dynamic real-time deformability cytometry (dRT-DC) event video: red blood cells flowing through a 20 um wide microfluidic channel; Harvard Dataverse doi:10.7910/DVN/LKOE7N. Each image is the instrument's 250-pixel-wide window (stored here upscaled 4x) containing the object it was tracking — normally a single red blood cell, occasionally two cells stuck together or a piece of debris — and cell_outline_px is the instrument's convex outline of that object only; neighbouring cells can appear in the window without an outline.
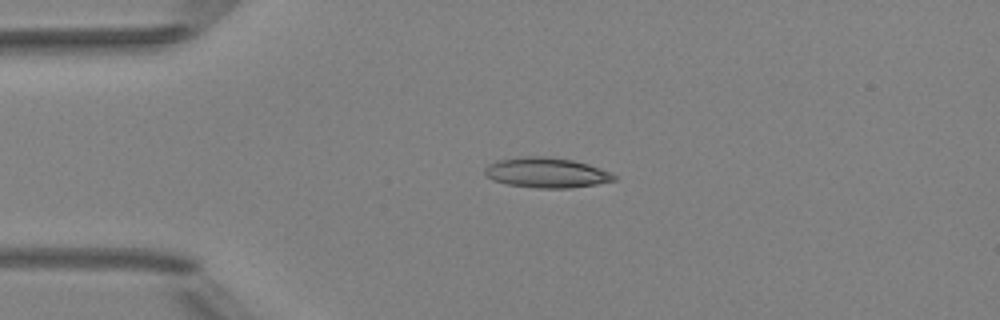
{"species": "Egyptian fruit bat (a non-hibernating species)", "species_latin": "Rousettus aegyptiacus", "temperature_condition": "room temperature", "stored_images_in_passage": 3, "camera_frame_rate_fps": 3000, "um_per_image_px": 0.085, "animal": {"sex": "female"}, "frame": {"image": 1, "passage_image": 2, "time_ms": 2.0, "image_size_px": [1000, 320], "cell_outline_px": [[616, 180], [596, 184], [572, 188], [536, 188], [508, 184], [492, 180], [484, 172], [484, 168], [488, 164], [496, 160], [520, 156], [548, 156], [572, 160], [588, 164], [600, 168], [616, 176]], "centroid_in_image_um": [46.42, 14.67], "position_along_channel_um": 38.6, "area_um2": 22.77}}